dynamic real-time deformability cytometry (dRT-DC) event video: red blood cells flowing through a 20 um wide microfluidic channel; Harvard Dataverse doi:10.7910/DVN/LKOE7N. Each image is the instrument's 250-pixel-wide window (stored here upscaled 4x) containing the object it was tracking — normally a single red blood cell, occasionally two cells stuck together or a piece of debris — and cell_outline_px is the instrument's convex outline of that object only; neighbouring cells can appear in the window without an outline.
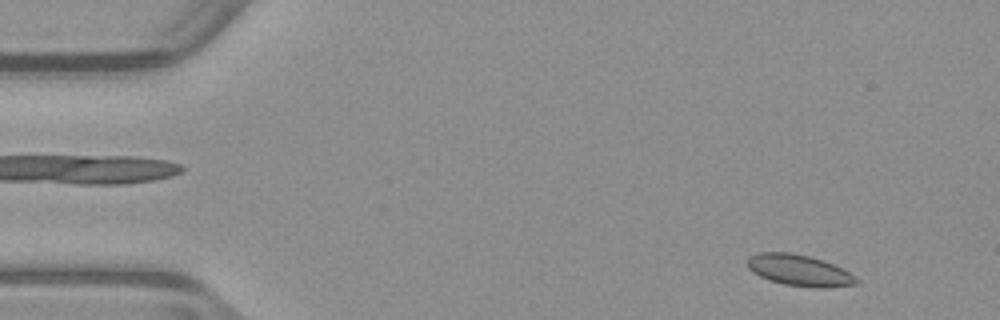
{"species": "common noctule bat (a hibernating species)", "species_latin": "Nyctalus noctula", "temperature_condition": "warm", "stored_images_in_passage": 52, "camera_frame_rate_fps": 3000, "um_per_image_px": 0.085, "animal": {"sex": "male", "body_mass_g": 23.1, "forearm_length_mm": 52.7}, "frame": {"image": 1, "passage_image": 4, "time_ms": 1.0, "image_size_px": [1000, 320], "cell_outline_px": [[860, 284], [824, 288], [816, 288], [784, 284], [768, 280], [752, 272], [748, 268], [748, 256], [756, 252], [792, 252], [824, 260], [856, 276], [860, 280]], "centroid_in_image_um": [67.94, 22.98], "position_along_channel_um": 17.1, "area_um2": 20.06}}
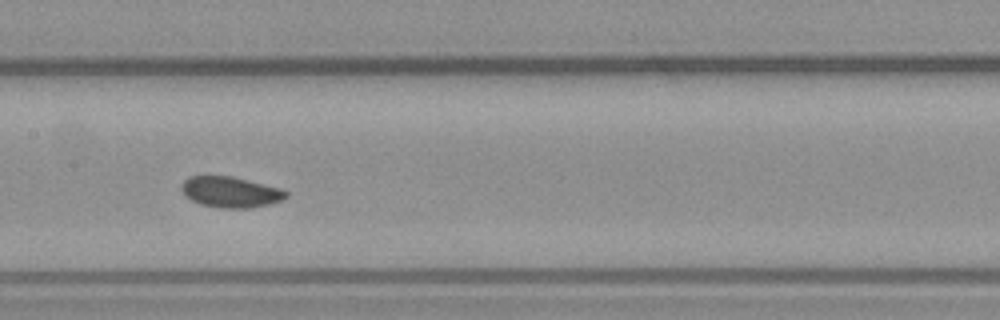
{"frame": {"image": 2, "passage_image": 25, "time_ms": 8.0, "image_size_px": [1000, 320], "cell_outline_px": [[288, 196], [280, 200], [268, 204], [248, 208], [220, 208], [200, 204], [184, 196], [180, 188], [180, 184], [188, 176], [204, 172], [232, 176], [280, 188], [288, 192]], "centroid_in_image_um": [19.48, 16.27], "position_along_channel_um": 187.9, "area_um2": 19.42}}
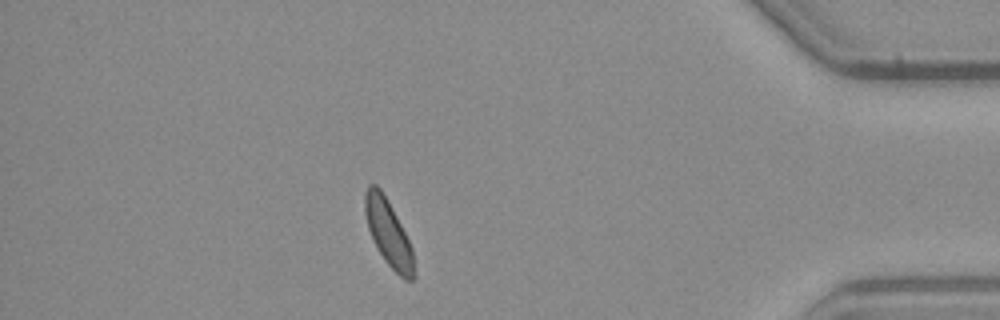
{"frame": {"image": 3, "passage_image": 45, "time_ms": 14.667, "image_size_px": [1000, 320], "cell_outline_px": [[416, 276], [412, 280], [404, 280], [384, 260], [368, 228], [364, 212], [364, 192], [368, 184], [376, 184], [380, 188], [388, 200], [412, 248]], "centroid_in_image_um": [33.01, 19.79], "position_along_channel_um": 402.2, "area_um2": 18.73}}